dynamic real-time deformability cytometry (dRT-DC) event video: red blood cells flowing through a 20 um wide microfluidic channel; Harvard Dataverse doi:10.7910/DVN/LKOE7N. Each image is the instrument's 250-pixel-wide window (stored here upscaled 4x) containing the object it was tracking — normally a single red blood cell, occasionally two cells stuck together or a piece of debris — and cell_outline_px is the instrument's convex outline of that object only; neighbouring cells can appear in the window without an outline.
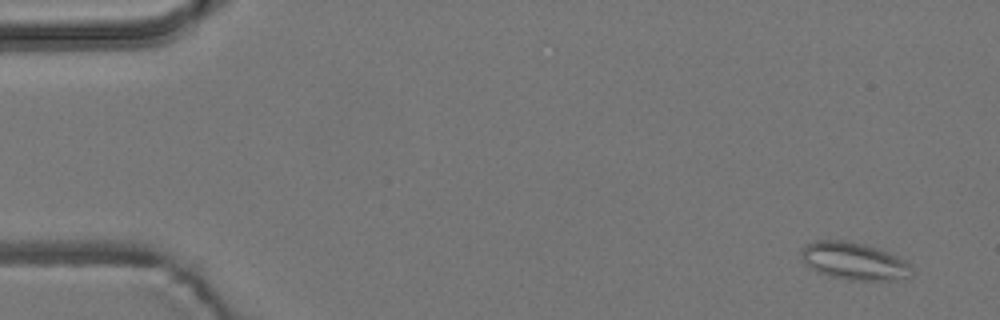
{"species": "common noctule bat (a hibernating species)", "species_latin": "Nyctalus noctula", "temperature_condition": "room temperature", "stored_images_in_passage": 5, "camera_frame_rate_fps": 3000, "um_per_image_px": 0.085, "animal": {"sex": "male", "body_mass_g": 19.2, "forearm_length_mm": 51.8}, "frame": {"image": 1, "passage_image": 1, "time_ms": 0.0, "image_size_px": [1000, 320], "cell_outline_px": [[912, 276], [896, 280], [848, 280], [828, 276], [816, 272], [804, 264], [800, 252], [800, 248], [804, 244], [816, 240], [848, 240], [864, 244], [888, 252], [904, 260], [908, 264]], "centroid_in_image_um": [72.51, 22.19], "position_along_channel_um": 12.5, "area_um2": 24.33}}
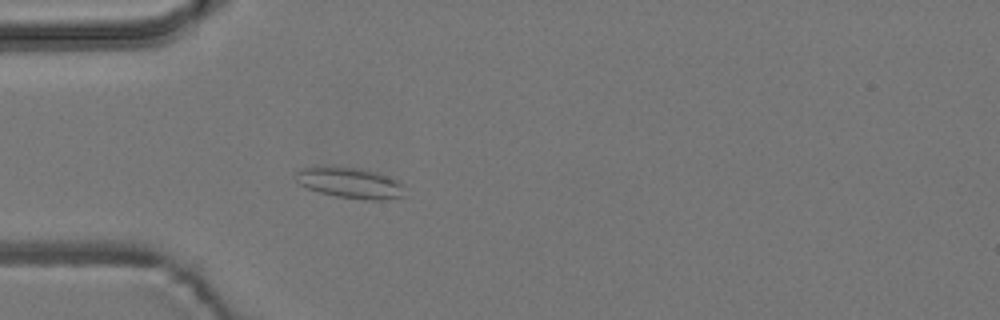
{"frame": {"image": 2, "passage_image": 5, "time_ms": 4.333, "image_size_px": [1000, 320], "cell_outline_px": [[404, 196], [388, 200], [364, 200], [336, 196], [320, 192], [308, 188], [300, 184], [292, 176], [292, 172], [300, 168], [316, 164], [360, 168], [376, 172], [396, 180], [404, 184]], "centroid_in_image_um": [29.68, 15.51], "position_along_channel_um": 55.3, "area_um2": 20.29}}